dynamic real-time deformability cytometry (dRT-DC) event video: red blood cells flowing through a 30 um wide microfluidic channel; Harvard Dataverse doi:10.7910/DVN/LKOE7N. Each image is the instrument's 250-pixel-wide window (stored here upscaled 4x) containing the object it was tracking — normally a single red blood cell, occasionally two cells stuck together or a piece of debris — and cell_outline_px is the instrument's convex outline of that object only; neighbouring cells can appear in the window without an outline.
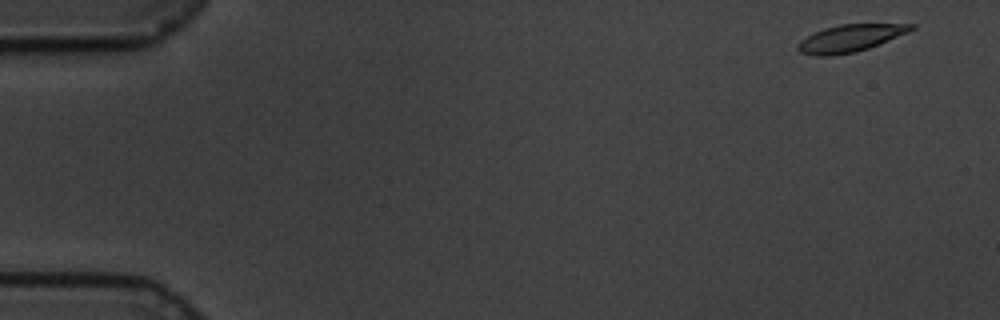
{"species": "common noctule bat (a hibernating species)", "species_latin": "Nyctalus noctula", "temperature_condition": "cold", "stored_images_in_passage": 58, "camera_frame_rate_fps": 3000, "um_per_image_px": 0.085, "animal": {"sex": "male", "body_mass_g": 19.5, "forearm_length_mm": 54.6}, "frame": {"image": 1, "passage_image": 2, "time_ms": 0.333, "image_size_px": [1000, 320], "cell_outline_px": [[916, 28], [908, 32], [868, 48], [856, 52], [832, 56], [816, 56], [800, 52], [796, 48], [796, 44], [800, 40], [824, 28], [840, 24], [916, 24]], "centroid_in_image_um": [72.24, 3.25], "position_along_channel_um": 12.8, "area_um2": 17.86}}
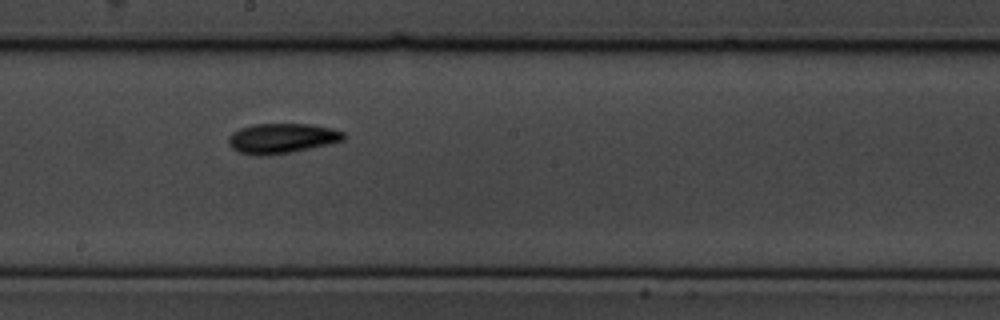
{"frame": {"image": 2, "passage_image": 32, "time_ms": 10.333, "image_size_px": [1000, 320], "cell_outline_px": [[348, 136], [344, 140], [308, 148], [288, 152], [260, 156], [256, 156], [240, 152], [232, 148], [228, 144], [228, 136], [232, 132], [240, 128], [252, 124], [308, 124], [332, 128], [344, 132]], "centroid_in_image_um": [23.93, 11.74], "position_along_channel_um": 224.3, "area_um2": 20.0}}
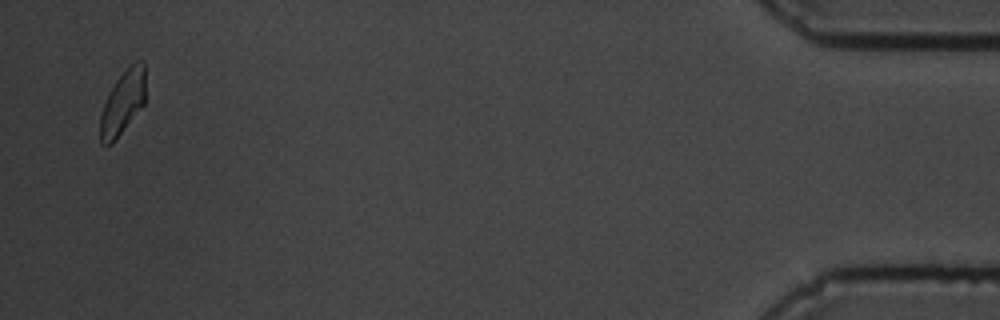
{"frame": {"image": 3, "passage_image": 57, "time_ms": 18.667, "image_size_px": [1000, 320], "cell_outline_px": [[144, 104], [112, 144], [100, 144], [100, 116], [104, 104], [116, 80], [136, 60], [144, 60]], "centroid_in_image_um": [10.43, 8.74], "position_along_channel_um": 424.8, "area_um2": 16.42}, "authors_computed_cell_mechanics": {"area_um2": 18.5538, "velocity_mm_per_s": 3.3707, "shape_relaxation_time_tau1_ms": 3.0634, "shape_relaxation_time_tau2_ms": 7.8367, "deformation_change_tau1": 0.1037, "deformation_change_tau2": 0.1222}}